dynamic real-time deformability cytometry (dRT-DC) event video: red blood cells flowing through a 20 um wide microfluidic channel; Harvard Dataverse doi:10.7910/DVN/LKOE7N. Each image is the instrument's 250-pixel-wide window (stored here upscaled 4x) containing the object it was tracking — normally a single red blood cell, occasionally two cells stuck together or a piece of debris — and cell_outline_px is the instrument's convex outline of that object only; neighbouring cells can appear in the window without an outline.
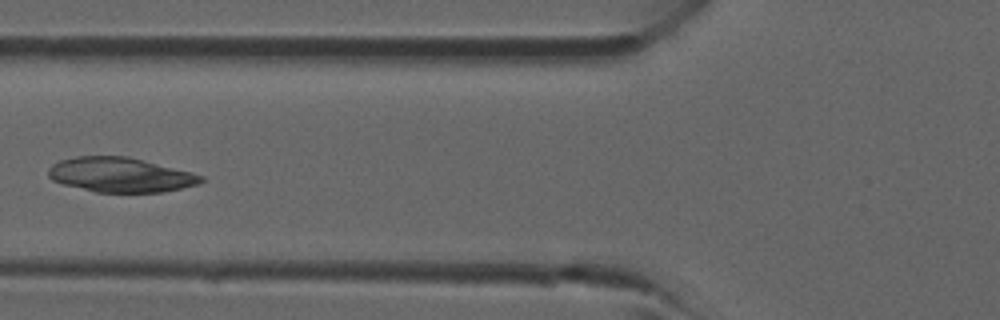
{"species": "common noctule bat (a hibernating species)", "species_latin": "Nyctalus noctula", "temperature_condition": "room temperature", "stored_images_in_passage": 4, "camera_frame_rate_fps": 3000, "um_per_image_px": 0.085, "animal": {"sex": "male", "forearm_length_mm": 52.5}, "frame": {"image": 1, "passage_image": 4, "time_ms": 3.333, "image_size_px": [1000, 320], "cell_outline_px": [[204, 180], [196, 184], [180, 188], [160, 192], [96, 192], [64, 184], [52, 180], [48, 176], [48, 168], [52, 164], [60, 160], [76, 156], [128, 156], [192, 172], [204, 176]], "centroid_in_image_um": [10.21, 14.85], "position_along_channel_um": 115.6, "area_um2": 30.69}}